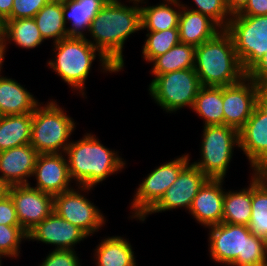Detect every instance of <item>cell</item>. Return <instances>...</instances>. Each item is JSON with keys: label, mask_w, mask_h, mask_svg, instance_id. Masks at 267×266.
<instances>
[{"label": "cell", "mask_w": 267, "mask_h": 266, "mask_svg": "<svg viewBox=\"0 0 267 266\" xmlns=\"http://www.w3.org/2000/svg\"><path fill=\"white\" fill-rule=\"evenodd\" d=\"M252 180L249 187L224 194L222 222L248 226L251 219Z\"/></svg>", "instance_id": "30"}, {"label": "cell", "mask_w": 267, "mask_h": 266, "mask_svg": "<svg viewBox=\"0 0 267 266\" xmlns=\"http://www.w3.org/2000/svg\"><path fill=\"white\" fill-rule=\"evenodd\" d=\"M192 110L204 118L205 126L224 125L223 87L202 86Z\"/></svg>", "instance_id": "28"}, {"label": "cell", "mask_w": 267, "mask_h": 266, "mask_svg": "<svg viewBox=\"0 0 267 266\" xmlns=\"http://www.w3.org/2000/svg\"><path fill=\"white\" fill-rule=\"evenodd\" d=\"M225 30L233 40L243 71L247 73L267 52V15H232Z\"/></svg>", "instance_id": "8"}, {"label": "cell", "mask_w": 267, "mask_h": 266, "mask_svg": "<svg viewBox=\"0 0 267 266\" xmlns=\"http://www.w3.org/2000/svg\"><path fill=\"white\" fill-rule=\"evenodd\" d=\"M55 59L48 62L64 82L74 90L85 95L84 84L89 75L92 62L96 55L100 57L102 69L106 72H119L86 37H66L54 44ZM97 52V53H96Z\"/></svg>", "instance_id": "5"}, {"label": "cell", "mask_w": 267, "mask_h": 266, "mask_svg": "<svg viewBox=\"0 0 267 266\" xmlns=\"http://www.w3.org/2000/svg\"><path fill=\"white\" fill-rule=\"evenodd\" d=\"M252 213L249 231L267 241V186L252 174Z\"/></svg>", "instance_id": "31"}, {"label": "cell", "mask_w": 267, "mask_h": 266, "mask_svg": "<svg viewBox=\"0 0 267 266\" xmlns=\"http://www.w3.org/2000/svg\"><path fill=\"white\" fill-rule=\"evenodd\" d=\"M146 36L147 40H145L142 54L143 58L148 62H151L155 57L165 54L172 47L180 43L178 28L150 31Z\"/></svg>", "instance_id": "32"}, {"label": "cell", "mask_w": 267, "mask_h": 266, "mask_svg": "<svg viewBox=\"0 0 267 266\" xmlns=\"http://www.w3.org/2000/svg\"><path fill=\"white\" fill-rule=\"evenodd\" d=\"M63 153L39 154L34 167L36 187L44 193L57 195L69 191L71 178L66 158Z\"/></svg>", "instance_id": "16"}, {"label": "cell", "mask_w": 267, "mask_h": 266, "mask_svg": "<svg viewBox=\"0 0 267 266\" xmlns=\"http://www.w3.org/2000/svg\"><path fill=\"white\" fill-rule=\"evenodd\" d=\"M256 105L257 84L247 76L236 84L224 86V125L240 131L251 117Z\"/></svg>", "instance_id": "13"}, {"label": "cell", "mask_w": 267, "mask_h": 266, "mask_svg": "<svg viewBox=\"0 0 267 266\" xmlns=\"http://www.w3.org/2000/svg\"><path fill=\"white\" fill-rule=\"evenodd\" d=\"M0 224L20 226L14 203L8 193L0 198Z\"/></svg>", "instance_id": "37"}, {"label": "cell", "mask_w": 267, "mask_h": 266, "mask_svg": "<svg viewBox=\"0 0 267 266\" xmlns=\"http://www.w3.org/2000/svg\"><path fill=\"white\" fill-rule=\"evenodd\" d=\"M239 147V131L226 125L204 126L201 160L192 163L208 179H224L234 147Z\"/></svg>", "instance_id": "7"}, {"label": "cell", "mask_w": 267, "mask_h": 266, "mask_svg": "<svg viewBox=\"0 0 267 266\" xmlns=\"http://www.w3.org/2000/svg\"><path fill=\"white\" fill-rule=\"evenodd\" d=\"M95 252L97 266H136L130 243L120 236L103 239Z\"/></svg>", "instance_id": "25"}, {"label": "cell", "mask_w": 267, "mask_h": 266, "mask_svg": "<svg viewBox=\"0 0 267 266\" xmlns=\"http://www.w3.org/2000/svg\"><path fill=\"white\" fill-rule=\"evenodd\" d=\"M253 170V174L267 186V157Z\"/></svg>", "instance_id": "43"}, {"label": "cell", "mask_w": 267, "mask_h": 266, "mask_svg": "<svg viewBox=\"0 0 267 266\" xmlns=\"http://www.w3.org/2000/svg\"><path fill=\"white\" fill-rule=\"evenodd\" d=\"M1 28H2V24L0 23V40H1Z\"/></svg>", "instance_id": "46"}, {"label": "cell", "mask_w": 267, "mask_h": 266, "mask_svg": "<svg viewBox=\"0 0 267 266\" xmlns=\"http://www.w3.org/2000/svg\"><path fill=\"white\" fill-rule=\"evenodd\" d=\"M39 266H81L75 250H56L46 256Z\"/></svg>", "instance_id": "36"}, {"label": "cell", "mask_w": 267, "mask_h": 266, "mask_svg": "<svg viewBox=\"0 0 267 266\" xmlns=\"http://www.w3.org/2000/svg\"><path fill=\"white\" fill-rule=\"evenodd\" d=\"M7 186L0 180V198L7 193Z\"/></svg>", "instance_id": "45"}, {"label": "cell", "mask_w": 267, "mask_h": 266, "mask_svg": "<svg viewBox=\"0 0 267 266\" xmlns=\"http://www.w3.org/2000/svg\"><path fill=\"white\" fill-rule=\"evenodd\" d=\"M211 228V229H210ZM211 258L230 266H265L267 241L245 225L219 223L208 227Z\"/></svg>", "instance_id": "3"}, {"label": "cell", "mask_w": 267, "mask_h": 266, "mask_svg": "<svg viewBox=\"0 0 267 266\" xmlns=\"http://www.w3.org/2000/svg\"><path fill=\"white\" fill-rule=\"evenodd\" d=\"M164 1V3L162 2L159 5L157 4L147 7L140 6L142 30L147 28V31L149 32L178 28L179 15L183 4H180L179 0ZM169 4L174 5V7L179 9H173Z\"/></svg>", "instance_id": "26"}, {"label": "cell", "mask_w": 267, "mask_h": 266, "mask_svg": "<svg viewBox=\"0 0 267 266\" xmlns=\"http://www.w3.org/2000/svg\"><path fill=\"white\" fill-rule=\"evenodd\" d=\"M76 189H71L54 196V212L84 231L88 236L97 232L105 224L101 214L89 199Z\"/></svg>", "instance_id": "12"}, {"label": "cell", "mask_w": 267, "mask_h": 266, "mask_svg": "<svg viewBox=\"0 0 267 266\" xmlns=\"http://www.w3.org/2000/svg\"><path fill=\"white\" fill-rule=\"evenodd\" d=\"M32 113L0 117V152L30 144Z\"/></svg>", "instance_id": "23"}, {"label": "cell", "mask_w": 267, "mask_h": 266, "mask_svg": "<svg viewBox=\"0 0 267 266\" xmlns=\"http://www.w3.org/2000/svg\"><path fill=\"white\" fill-rule=\"evenodd\" d=\"M1 41L6 49L7 41L26 49L38 47L44 39L34 18L10 19L2 24Z\"/></svg>", "instance_id": "24"}, {"label": "cell", "mask_w": 267, "mask_h": 266, "mask_svg": "<svg viewBox=\"0 0 267 266\" xmlns=\"http://www.w3.org/2000/svg\"><path fill=\"white\" fill-rule=\"evenodd\" d=\"M194 3L197 7L189 10L209 16L222 29L227 27L232 18L227 9L226 0H194Z\"/></svg>", "instance_id": "34"}, {"label": "cell", "mask_w": 267, "mask_h": 266, "mask_svg": "<svg viewBox=\"0 0 267 266\" xmlns=\"http://www.w3.org/2000/svg\"><path fill=\"white\" fill-rule=\"evenodd\" d=\"M256 84L267 82V52L263 57L246 73Z\"/></svg>", "instance_id": "38"}, {"label": "cell", "mask_w": 267, "mask_h": 266, "mask_svg": "<svg viewBox=\"0 0 267 266\" xmlns=\"http://www.w3.org/2000/svg\"><path fill=\"white\" fill-rule=\"evenodd\" d=\"M126 6L120 0H108L91 22L93 41H88L118 70L124 67L123 45L132 33L142 29L141 8L144 0ZM136 5V6H135Z\"/></svg>", "instance_id": "1"}, {"label": "cell", "mask_w": 267, "mask_h": 266, "mask_svg": "<svg viewBox=\"0 0 267 266\" xmlns=\"http://www.w3.org/2000/svg\"><path fill=\"white\" fill-rule=\"evenodd\" d=\"M201 87L197 73L190 68L154 77L149 93L166 112H176L184 106L192 108Z\"/></svg>", "instance_id": "9"}, {"label": "cell", "mask_w": 267, "mask_h": 266, "mask_svg": "<svg viewBox=\"0 0 267 266\" xmlns=\"http://www.w3.org/2000/svg\"><path fill=\"white\" fill-rule=\"evenodd\" d=\"M238 15L241 16L267 15V0H249L246 7Z\"/></svg>", "instance_id": "39"}, {"label": "cell", "mask_w": 267, "mask_h": 266, "mask_svg": "<svg viewBox=\"0 0 267 266\" xmlns=\"http://www.w3.org/2000/svg\"><path fill=\"white\" fill-rule=\"evenodd\" d=\"M257 104L267 111V82L257 84Z\"/></svg>", "instance_id": "42"}, {"label": "cell", "mask_w": 267, "mask_h": 266, "mask_svg": "<svg viewBox=\"0 0 267 266\" xmlns=\"http://www.w3.org/2000/svg\"><path fill=\"white\" fill-rule=\"evenodd\" d=\"M63 4V17L71 21L67 28L69 37H86L83 33L88 31L91 22L108 0H61ZM68 14V15H67Z\"/></svg>", "instance_id": "21"}, {"label": "cell", "mask_w": 267, "mask_h": 266, "mask_svg": "<svg viewBox=\"0 0 267 266\" xmlns=\"http://www.w3.org/2000/svg\"><path fill=\"white\" fill-rule=\"evenodd\" d=\"M239 148L247 156L251 169L267 157V111L258 104L239 131Z\"/></svg>", "instance_id": "18"}, {"label": "cell", "mask_w": 267, "mask_h": 266, "mask_svg": "<svg viewBox=\"0 0 267 266\" xmlns=\"http://www.w3.org/2000/svg\"><path fill=\"white\" fill-rule=\"evenodd\" d=\"M64 153L65 156L67 154L70 178L79 184L78 189L81 188V191H90L126 164L118 152L103 146L91 133L78 141H72Z\"/></svg>", "instance_id": "2"}, {"label": "cell", "mask_w": 267, "mask_h": 266, "mask_svg": "<svg viewBox=\"0 0 267 266\" xmlns=\"http://www.w3.org/2000/svg\"><path fill=\"white\" fill-rule=\"evenodd\" d=\"M196 47L191 44L178 43L165 54L155 57L152 74L157 77L173 71L194 68Z\"/></svg>", "instance_id": "29"}, {"label": "cell", "mask_w": 267, "mask_h": 266, "mask_svg": "<svg viewBox=\"0 0 267 266\" xmlns=\"http://www.w3.org/2000/svg\"><path fill=\"white\" fill-rule=\"evenodd\" d=\"M221 29L209 16L189 10V7L182 5L178 21L181 43L196 47L213 38Z\"/></svg>", "instance_id": "20"}, {"label": "cell", "mask_w": 267, "mask_h": 266, "mask_svg": "<svg viewBox=\"0 0 267 266\" xmlns=\"http://www.w3.org/2000/svg\"><path fill=\"white\" fill-rule=\"evenodd\" d=\"M249 0H226V6L231 15L239 14L248 4Z\"/></svg>", "instance_id": "41"}, {"label": "cell", "mask_w": 267, "mask_h": 266, "mask_svg": "<svg viewBox=\"0 0 267 266\" xmlns=\"http://www.w3.org/2000/svg\"><path fill=\"white\" fill-rule=\"evenodd\" d=\"M223 179H208L199 189L189 210L201 225L210 227L222 223L225 191Z\"/></svg>", "instance_id": "19"}, {"label": "cell", "mask_w": 267, "mask_h": 266, "mask_svg": "<svg viewBox=\"0 0 267 266\" xmlns=\"http://www.w3.org/2000/svg\"><path fill=\"white\" fill-rule=\"evenodd\" d=\"M194 70L202 86H230L246 76L233 40L225 29H221L213 38L196 46Z\"/></svg>", "instance_id": "4"}, {"label": "cell", "mask_w": 267, "mask_h": 266, "mask_svg": "<svg viewBox=\"0 0 267 266\" xmlns=\"http://www.w3.org/2000/svg\"><path fill=\"white\" fill-rule=\"evenodd\" d=\"M27 234V240L55 245L56 250H74L75 244L88 236L80 228L61 218L54 211Z\"/></svg>", "instance_id": "15"}, {"label": "cell", "mask_w": 267, "mask_h": 266, "mask_svg": "<svg viewBox=\"0 0 267 266\" xmlns=\"http://www.w3.org/2000/svg\"><path fill=\"white\" fill-rule=\"evenodd\" d=\"M34 20L44 40L54 39L53 43L69 37L63 17L61 0H50L34 16Z\"/></svg>", "instance_id": "27"}, {"label": "cell", "mask_w": 267, "mask_h": 266, "mask_svg": "<svg viewBox=\"0 0 267 266\" xmlns=\"http://www.w3.org/2000/svg\"><path fill=\"white\" fill-rule=\"evenodd\" d=\"M189 155H183L163 163L142 181L134 195L131 218L141 220L164 196L166 190L175 182L180 172L189 164Z\"/></svg>", "instance_id": "10"}, {"label": "cell", "mask_w": 267, "mask_h": 266, "mask_svg": "<svg viewBox=\"0 0 267 266\" xmlns=\"http://www.w3.org/2000/svg\"><path fill=\"white\" fill-rule=\"evenodd\" d=\"M6 49L4 48V45L2 43V41L0 40V72H1V69H2V63H3V60H4V55H5V51ZM1 74V73H0ZM1 76V75H0Z\"/></svg>", "instance_id": "44"}, {"label": "cell", "mask_w": 267, "mask_h": 266, "mask_svg": "<svg viewBox=\"0 0 267 266\" xmlns=\"http://www.w3.org/2000/svg\"><path fill=\"white\" fill-rule=\"evenodd\" d=\"M39 104L16 80L0 76L1 116L33 113Z\"/></svg>", "instance_id": "22"}, {"label": "cell", "mask_w": 267, "mask_h": 266, "mask_svg": "<svg viewBox=\"0 0 267 266\" xmlns=\"http://www.w3.org/2000/svg\"><path fill=\"white\" fill-rule=\"evenodd\" d=\"M14 0H0V23L10 20Z\"/></svg>", "instance_id": "40"}, {"label": "cell", "mask_w": 267, "mask_h": 266, "mask_svg": "<svg viewBox=\"0 0 267 266\" xmlns=\"http://www.w3.org/2000/svg\"><path fill=\"white\" fill-rule=\"evenodd\" d=\"M20 226L27 233L41 223L54 210V196L29 185H12L7 188Z\"/></svg>", "instance_id": "11"}, {"label": "cell", "mask_w": 267, "mask_h": 266, "mask_svg": "<svg viewBox=\"0 0 267 266\" xmlns=\"http://www.w3.org/2000/svg\"><path fill=\"white\" fill-rule=\"evenodd\" d=\"M25 238H28V234L21 226L0 224V262L1 256L17 258L20 243Z\"/></svg>", "instance_id": "33"}, {"label": "cell", "mask_w": 267, "mask_h": 266, "mask_svg": "<svg viewBox=\"0 0 267 266\" xmlns=\"http://www.w3.org/2000/svg\"><path fill=\"white\" fill-rule=\"evenodd\" d=\"M50 0H14L10 19L34 18Z\"/></svg>", "instance_id": "35"}, {"label": "cell", "mask_w": 267, "mask_h": 266, "mask_svg": "<svg viewBox=\"0 0 267 266\" xmlns=\"http://www.w3.org/2000/svg\"><path fill=\"white\" fill-rule=\"evenodd\" d=\"M208 178L192 163L179 174L175 182L166 190L160 201L141 219L152 213L173 210L179 207L191 208L199 189Z\"/></svg>", "instance_id": "14"}, {"label": "cell", "mask_w": 267, "mask_h": 266, "mask_svg": "<svg viewBox=\"0 0 267 266\" xmlns=\"http://www.w3.org/2000/svg\"><path fill=\"white\" fill-rule=\"evenodd\" d=\"M40 105L32 113L30 145L39 154L65 152L71 143L68 138L75 128L73 119L66 115L56 101L52 100L44 107Z\"/></svg>", "instance_id": "6"}, {"label": "cell", "mask_w": 267, "mask_h": 266, "mask_svg": "<svg viewBox=\"0 0 267 266\" xmlns=\"http://www.w3.org/2000/svg\"><path fill=\"white\" fill-rule=\"evenodd\" d=\"M39 153L26 144L0 152V180L7 186L29 185Z\"/></svg>", "instance_id": "17"}]
</instances>
